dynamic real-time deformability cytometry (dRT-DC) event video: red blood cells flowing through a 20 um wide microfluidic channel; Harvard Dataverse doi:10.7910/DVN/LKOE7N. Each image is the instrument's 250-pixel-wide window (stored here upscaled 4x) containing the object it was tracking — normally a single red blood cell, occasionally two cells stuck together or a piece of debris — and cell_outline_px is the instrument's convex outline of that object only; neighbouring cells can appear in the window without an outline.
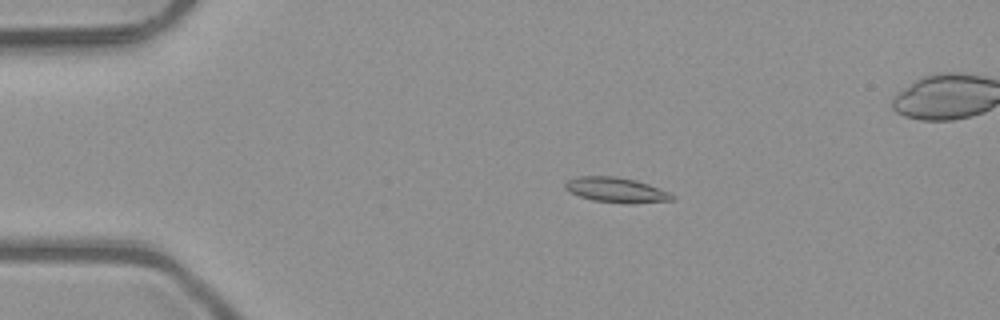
{"species": "common noctule bat (a hibernating species)", "species_latin": "Nyctalus noctula", "temperature_condition": "room temperature", "stored_images_in_passage": 5, "camera_frame_rate_fps": 3000, "um_per_image_px": 0.085, "animal": {"sex": "male", "body_mass_g": 23.1, "forearm_length_mm": 52.7}, "frame": {"image": 1, "passage_image": 2, "time_ms": 0.333, "image_size_px": [1000, 320], "cell_outline_px": [[676, 200], [628, 204], [592, 200], [568, 192], [564, 188], [564, 184], [568, 180], [580, 176], [616, 176], [636, 180], [648, 184], [668, 192], [676, 196]], "centroid_in_image_um": [52.39, 16.15], "position_along_channel_um": 32.6, "area_um2": 15.72}}
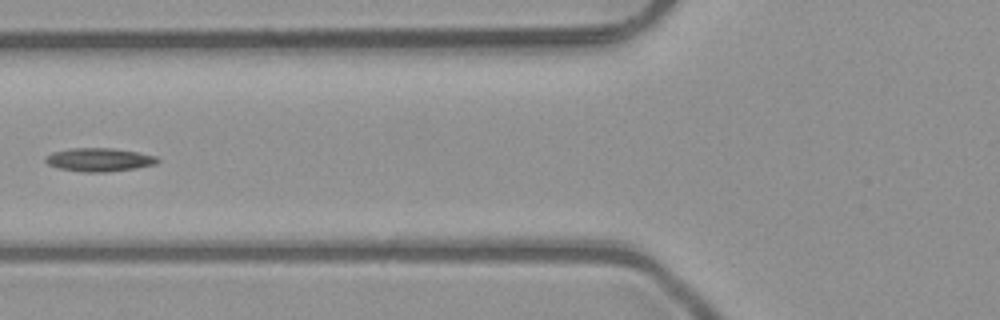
{"frame": {"image": 2, "passage_image": 5, "time_ms": 1.333, "image_size_px": [1000, 320], "cell_outline_px": [[160, 160], [156, 164], [136, 168], [108, 172], [80, 172], [60, 168], [48, 164], [44, 160], [44, 156], [52, 152], [68, 148], [112, 148], [136, 152], [156, 156]], "centroid_in_image_um": [8.4, 13.57], "position_along_channel_um": 117.4, "area_um2": 15.37}}